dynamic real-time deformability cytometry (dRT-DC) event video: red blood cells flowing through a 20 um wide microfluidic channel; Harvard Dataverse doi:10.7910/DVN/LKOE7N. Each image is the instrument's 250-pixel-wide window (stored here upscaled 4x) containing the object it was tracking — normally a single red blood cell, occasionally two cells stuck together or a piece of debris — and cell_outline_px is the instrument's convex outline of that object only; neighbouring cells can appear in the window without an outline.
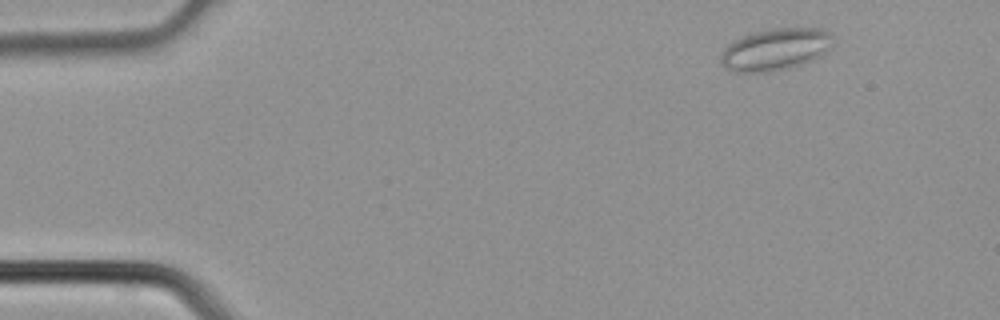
{"species": "common noctule bat (a hibernating species)", "species_latin": "Nyctalus noctula", "temperature_condition": "cold", "stored_images_in_passage": 3, "camera_frame_rate_fps": 3000, "um_per_image_px": 0.085, "animal": {"sex": "male", "body_mass_g": 21.5, "forearm_length_mm": 52.0}, "frame": {"image": 1, "passage_image": 1, "time_ms": 0.0, "image_size_px": [1000, 320], "cell_outline_px": [[832, 44], [820, 56], [812, 60], [788, 68], [768, 72], [736, 72], [728, 68], [720, 60], [720, 56], [724, 48], [728, 44], [752, 32], [772, 28], [824, 28], [832, 36]], "centroid_in_image_um": [65.92, 4.18], "position_along_channel_um": 19.1, "area_um2": 27.17}}